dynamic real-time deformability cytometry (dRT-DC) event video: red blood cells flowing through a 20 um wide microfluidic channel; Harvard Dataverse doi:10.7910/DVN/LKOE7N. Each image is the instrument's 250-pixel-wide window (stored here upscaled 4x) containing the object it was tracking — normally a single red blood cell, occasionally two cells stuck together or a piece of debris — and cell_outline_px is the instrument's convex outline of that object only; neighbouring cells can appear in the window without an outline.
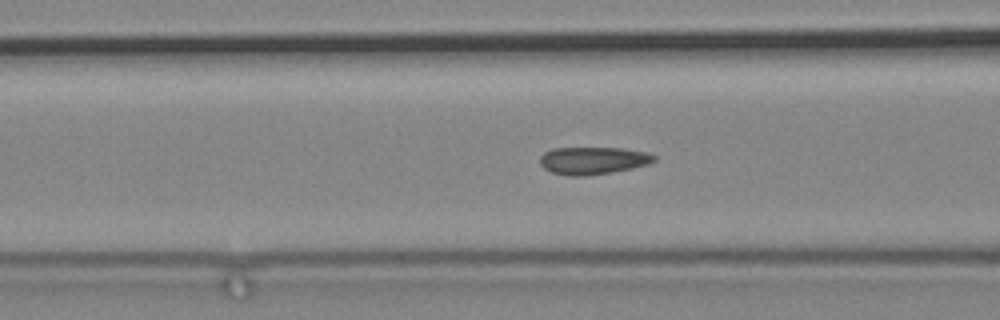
{"species": "common noctule bat (a hibernating species)", "species_latin": "Nyctalus noctula", "temperature_condition": "cold", "stored_images_in_passage": 50, "camera_frame_rate_fps": 3000, "um_per_image_px": 0.085, "animal": {"sex": "male", "body_mass_g": 19.2, "forearm_length_mm": 51.8}, "frame": {"image": 1, "passage_image": 13, "time_ms": 4.0, "image_size_px": [1000, 320], "cell_outline_px": [[656, 160], [648, 164], [632, 168], [612, 172], [584, 176], [568, 176], [552, 172], [544, 168], [540, 164], [540, 156], [544, 152], [552, 148], [624, 148], [644, 152], [656, 156]], "centroid_in_image_um": [50.38, 13.64], "position_along_channel_um": 116.2, "area_um2": 18.26}}
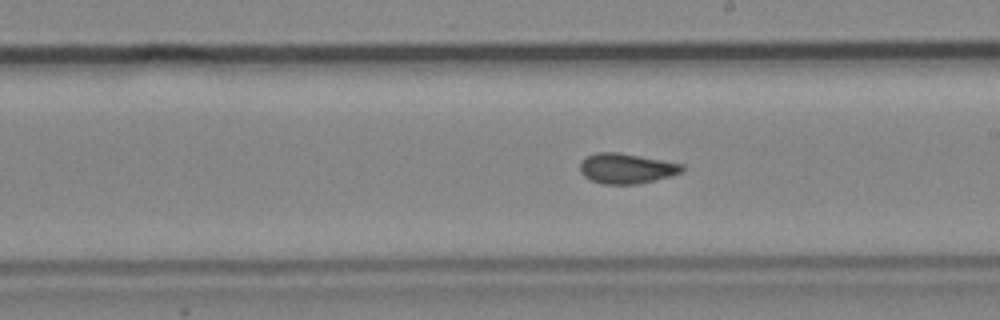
{"frame": {"image": 2, "passage_image": 25, "time_ms": 8.0, "image_size_px": [1000, 320], "cell_outline_px": [[684, 172], [672, 176], [636, 184], [600, 184], [584, 176], [580, 172], [580, 160], [584, 156], [596, 152], [616, 152], [684, 164]], "centroid_in_image_um": [53.23, 14.32], "position_along_channel_um": 235.8, "area_um2": 18.09}}
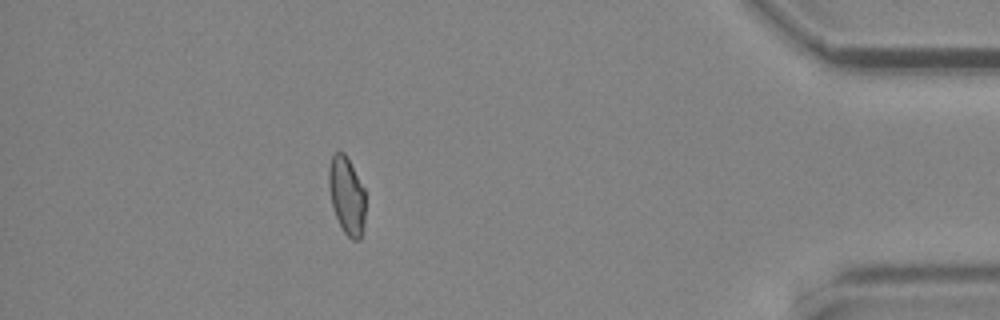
{"frame": {"image": 3, "passage_image": 47, "time_ms": 15.333, "image_size_px": [1000, 320], "cell_outline_px": [[364, 228], [360, 240], [352, 240], [344, 232], [336, 216], [332, 204], [328, 188], [328, 168], [332, 152], [344, 152], [364, 188]], "centroid_in_image_um": [29.45, 16.61], "position_along_channel_um": 405.7, "area_um2": 16.59}}